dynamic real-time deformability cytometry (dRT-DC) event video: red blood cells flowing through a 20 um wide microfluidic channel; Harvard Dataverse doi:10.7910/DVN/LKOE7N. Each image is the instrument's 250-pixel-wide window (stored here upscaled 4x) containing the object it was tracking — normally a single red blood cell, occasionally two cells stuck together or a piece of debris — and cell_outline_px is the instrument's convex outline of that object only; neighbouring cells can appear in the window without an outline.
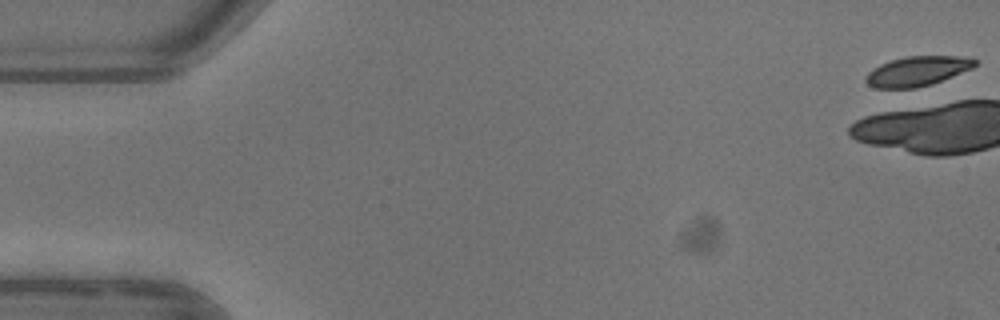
{"species": "common noctule bat (a hibernating species)", "species_latin": "Nyctalus noctula", "temperature_condition": "warm", "stored_images_in_passage": 2, "camera_frame_rate_fps": 3000, "um_per_image_px": 0.085, "animal": {"sex": "female"}, "frame": {"image": 1, "passage_image": 2, "time_ms": 1.333, "image_size_px": [1000, 320], "cell_outline_px": [[976, 64], [972, 68], [932, 84], [916, 88], [876, 88], [868, 84], [864, 80], [864, 76], [868, 72], [880, 64], [892, 60], [908, 56], [972, 56], [976, 60]], "centroid_in_image_um": [77.97, 6.04], "position_along_channel_um": 7.0, "area_um2": 18.9}}